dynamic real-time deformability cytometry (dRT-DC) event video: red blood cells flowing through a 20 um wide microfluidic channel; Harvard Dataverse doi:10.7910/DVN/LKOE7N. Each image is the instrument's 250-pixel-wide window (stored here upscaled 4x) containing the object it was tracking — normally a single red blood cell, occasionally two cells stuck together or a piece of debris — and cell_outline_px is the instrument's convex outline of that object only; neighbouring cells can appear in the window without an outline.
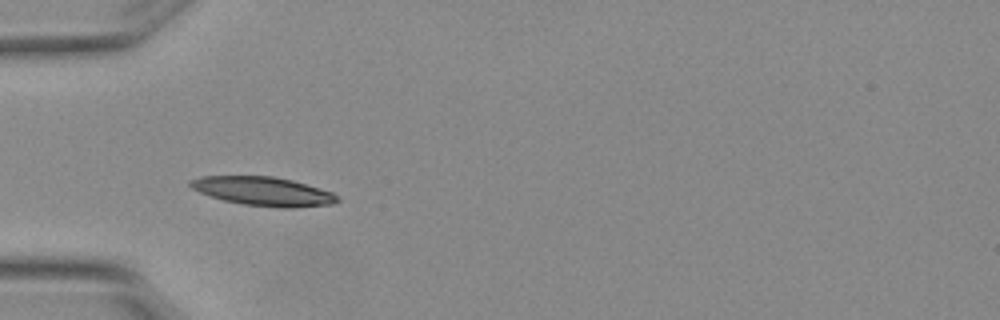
{"species": "Egyptian fruit bat (a non-hibernating species)", "species_latin": "Rousettus aegyptiacus", "temperature_condition": "warm", "stored_images_in_passage": 5, "camera_frame_rate_fps": 3000, "um_per_image_px": 0.085, "animal": {"sex": "female"}, "frame": {"image": 1, "passage_image": 4, "time_ms": 1.0, "image_size_px": [1000, 320], "cell_outline_px": [[340, 200], [332, 204], [292, 208], [280, 208], [244, 204], [224, 200], [200, 192], [192, 188], [188, 184], [188, 180], [200, 176], [272, 176], [292, 180], [332, 192]], "centroid_in_image_um": [22.36, 16.25], "position_along_channel_um": 62.6, "area_um2": 24.57}}
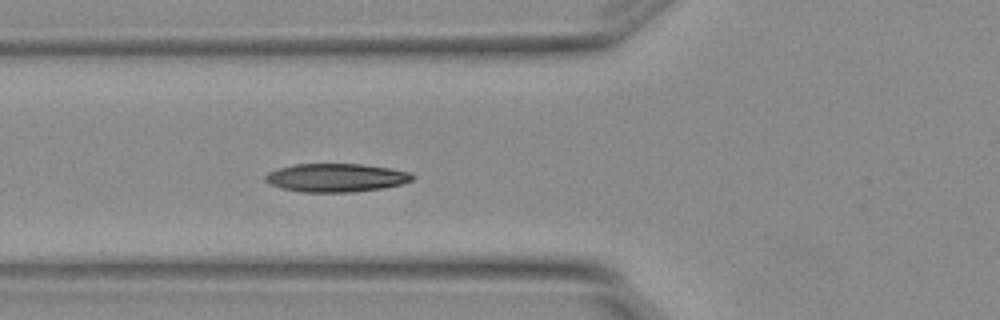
{"frame": {"image": 2, "passage_image": 5, "time_ms": 1.333, "image_size_px": [1000, 320], "cell_outline_px": [[416, 176], [412, 180], [400, 184], [384, 188], [352, 192], [300, 192], [280, 188], [264, 180], [264, 176], [268, 172], [276, 168], [296, 164], [364, 164], [412, 172]], "centroid_in_image_um": [28.56, 15.1], "position_along_channel_um": 97.2, "area_um2": 24.51}}